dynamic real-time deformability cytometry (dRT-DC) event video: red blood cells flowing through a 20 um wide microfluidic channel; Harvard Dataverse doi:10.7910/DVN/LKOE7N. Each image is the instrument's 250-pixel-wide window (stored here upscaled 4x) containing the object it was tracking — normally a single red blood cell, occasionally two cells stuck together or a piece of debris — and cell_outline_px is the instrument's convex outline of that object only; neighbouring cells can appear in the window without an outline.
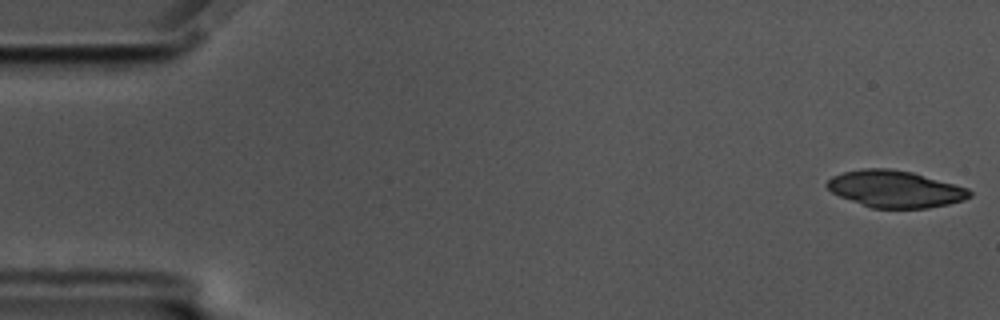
{"species": "common noctule bat (a hibernating species)", "species_latin": "Nyctalus noctula", "temperature_condition": "cold", "stored_images_in_passage": 11, "camera_frame_rate_fps": 3000, "um_per_image_px": 0.085, "animal": {"sex": "male", "body_mass_g": 17.5, "forearm_length_mm": 52.3}, "frame": {"image": 1, "passage_image": 1, "time_ms": 0.0, "image_size_px": [1000, 320], "cell_outline_px": [[972, 196], [964, 200], [948, 204], [928, 208], [872, 208], [840, 196], [832, 192], [824, 184], [832, 176], [844, 172], [864, 168], [892, 168], [912, 172], [968, 188], [972, 192]], "centroid_in_image_um": [76.09, 16.06], "position_along_channel_um": 8.9, "area_um2": 30.58}}